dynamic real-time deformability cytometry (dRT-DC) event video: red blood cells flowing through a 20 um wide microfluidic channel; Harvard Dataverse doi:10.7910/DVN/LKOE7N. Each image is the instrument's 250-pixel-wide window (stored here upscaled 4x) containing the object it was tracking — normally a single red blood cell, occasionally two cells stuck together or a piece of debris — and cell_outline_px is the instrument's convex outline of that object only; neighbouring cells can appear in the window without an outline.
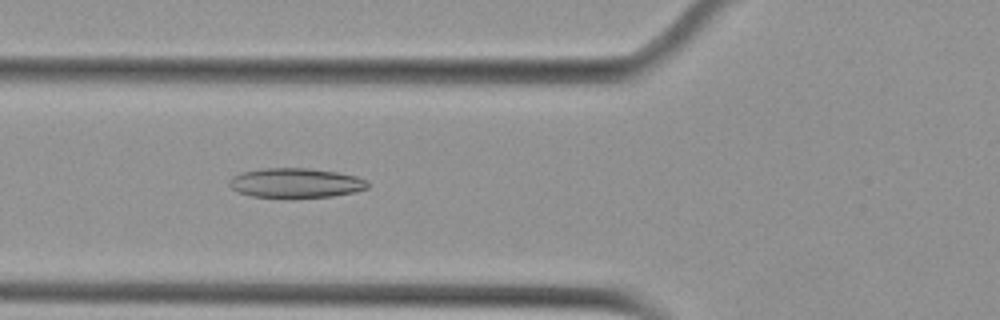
{"species": "Egyptian fruit bat (a non-hibernating species)", "species_latin": "Rousettus aegyptiacus", "temperature_condition": "cold", "stored_images_in_passage": 37, "camera_frame_rate_fps": 3000, "um_per_image_px": 0.085, "animal": {"sex": "female"}, "frame": {"image": 1, "passage_image": 7, "time_ms": 2.0, "image_size_px": [1000, 320], "cell_outline_px": [[368, 188], [356, 192], [332, 196], [284, 200], [252, 196], [240, 192], [232, 188], [228, 184], [228, 180], [232, 176], [240, 172], [260, 168], [308, 168], [336, 172], [356, 176], [364, 180], [368, 184]], "centroid_in_image_um": [25.08, 15.58], "position_along_channel_um": 100.7, "area_um2": 24.62}}
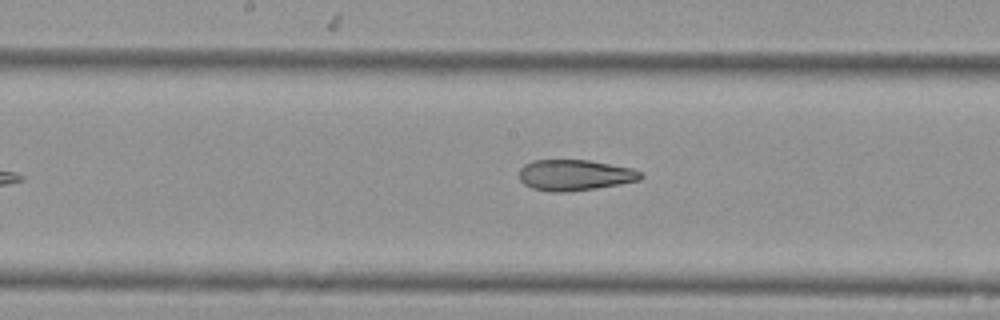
{"frame": {"image": 2, "passage_image": 15, "time_ms": 4.667, "image_size_px": [1000, 320], "cell_outline_px": [[644, 176], [640, 180], [620, 184], [596, 188], [568, 192], [548, 192], [532, 188], [524, 184], [520, 180], [520, 168], [524, 164], [532, 160], [588, 160], [632, 168], [640, 172]], "centroid_in_image_um": [48.84, 14.89], "position_along_channel_um": 199.4, "area_um2": 21.96}}
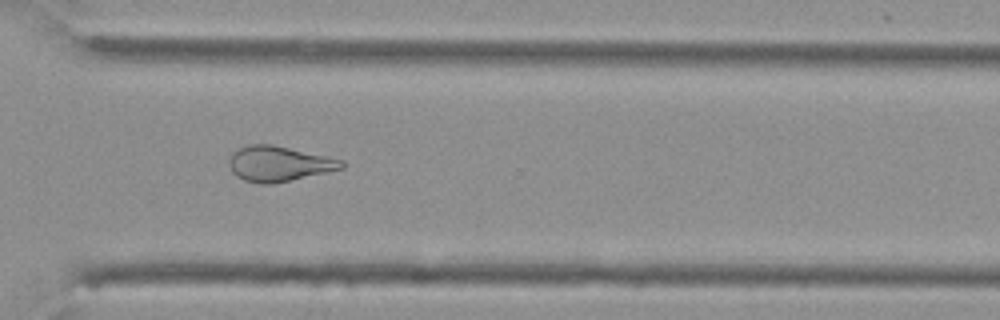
{"frame": {"image": 3, "passage_image": 27, "time_ms": 8.667, "image_size_px": [1000, 320], "cell_outline_px": [[344, 168], [272, 184], [260, 184], [244, 180], [236, 176], [232, 172], [228, 164], [228, 160], [232, 152], [248, 144], [272, 144], [344, 160]], "centroid_in_image_um": [23.66, 13.91], "position_along_channel_um": 346.9, "area_um2": 23.06}, "authors_computed_cell_mechanics": {"area_um2": 23.0044, "velocity_mm_per_s": 3.6898, "shape_relaxation_time_tau1_ms": null, "shape_relaxation_time_tau2_ms": 3.038, "deformation_change_tau1": null, "deformation_change_tau2": 0.1238}}